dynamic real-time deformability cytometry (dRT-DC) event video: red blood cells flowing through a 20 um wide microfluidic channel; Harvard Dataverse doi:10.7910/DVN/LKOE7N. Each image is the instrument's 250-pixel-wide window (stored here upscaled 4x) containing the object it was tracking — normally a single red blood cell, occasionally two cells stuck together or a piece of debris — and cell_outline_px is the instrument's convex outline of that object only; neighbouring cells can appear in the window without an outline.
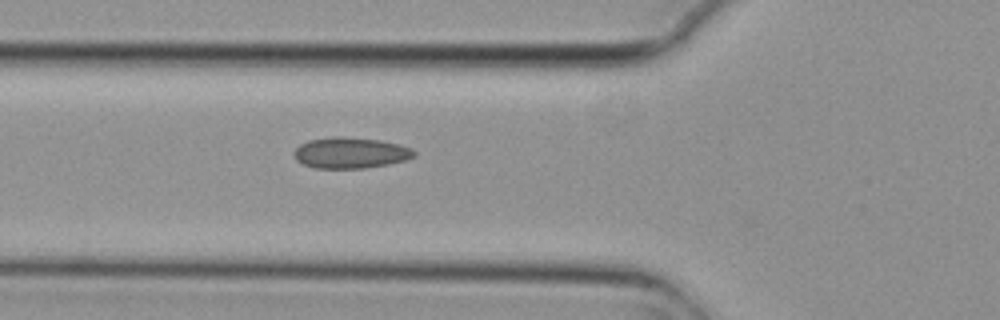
{"species": "common noctule bat (a hibernating species)", "species_latin": "Nyctalus noctula", "temperature_condition": "cold", "stored_images_in_passage": 6, "camera_frame_rate_fps": 3000, "um_per_image_px": 0.085, "animal": {"sex": "female", "body_mass_g": 29.2, "forearm_length_mm": 56.3}, "frame": {"image": 1, "passage_image": 6, "time_ms": 1.667, "image_size_px": [1000, 320], "cell_outline_px": [[416, 156], [404, 160], [388, 164], [364, 168], [316, 168], [304, 164], [296, 160], [292, 152], [300, 144], [308, 140], [336, 136], [340, 136], [380, 140], [400, 144], [412, 148], [416, 152]], "centroid_in_image_um": [29.79, 12.98], "position_along_channel_um": 96.0, "area_um2": 21.73}}